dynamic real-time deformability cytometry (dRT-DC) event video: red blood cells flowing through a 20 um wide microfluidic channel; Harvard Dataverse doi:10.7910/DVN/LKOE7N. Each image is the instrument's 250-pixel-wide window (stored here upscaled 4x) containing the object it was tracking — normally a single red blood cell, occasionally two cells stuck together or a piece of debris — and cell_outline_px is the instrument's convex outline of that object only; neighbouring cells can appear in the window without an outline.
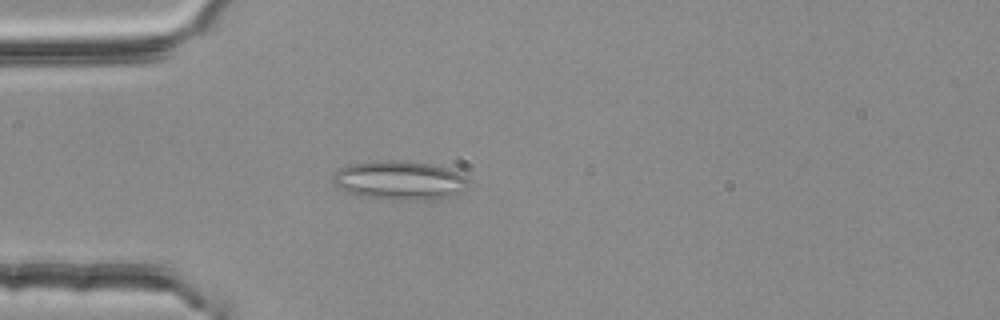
{"species": "common noctule bat (a hibernating species)", "species_latin": "Nyctalus noctula", "temperature_condition": "room temperature", "stored_images_in_passage": 46, "segment_of_instrument_passage": [1, 2], "camera_frame_rate_fps": 3000, "um_per_image_px": 0.085, "animal": {"sex": "female", "body_mass_g": 25.1}, "frame": {"image": 1, "passage_image": 14, "time_ms": 4.333, "image_size_px": [1000, 320], "cell_outline_px": [[468, 180], [448, 196], [432, 200], [388, 200], [360, 196], [348, 192], [340, 188], [332, 180], [332, 176], [340, 168], [348, 164], [380, 160], [400, 160], [432, 164], [448, 168], [468, 176]], "centroid_in_image_um": [33.88, 15.31], "position_along_channel_um": 51.1, "area_um2": 30.52}}